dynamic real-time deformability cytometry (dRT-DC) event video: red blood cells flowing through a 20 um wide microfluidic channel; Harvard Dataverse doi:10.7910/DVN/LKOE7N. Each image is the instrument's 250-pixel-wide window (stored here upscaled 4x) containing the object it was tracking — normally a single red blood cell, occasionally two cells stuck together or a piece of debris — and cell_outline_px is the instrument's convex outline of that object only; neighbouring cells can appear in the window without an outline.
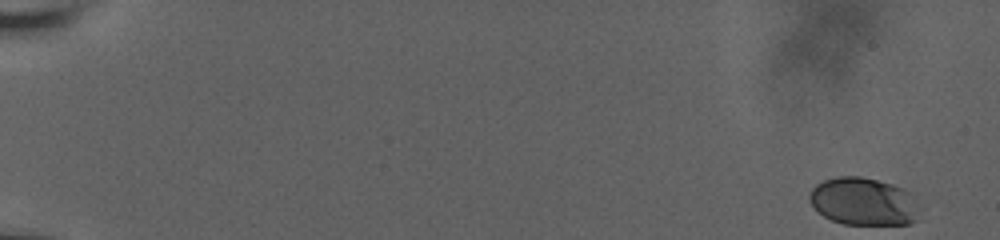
{"species": "human", "species_latin": "Homo sapiens", "temperature_condition": "room temperature", "stored_images_in_passage": 58, "camera_frame_rate_fps": 3000, "um_per_image_px": 0.085, "donor": {"sex": "male"}, "frame": {"image": 1, "passage_image": 1, "time_ms": 0.0, "image_size_px": [1000, 240], "cell_outline_px": [[924, 208], [916, 220], [908, 224], [844, 224], [832, 220], [824, 216], [808, 200], [808, 196], [812, 188], [816, 184], [824, 180], [836, 176], [860, 176], [892, 184], [904, 188]], "centroid_in_image_um": [73.45, 17.13], "position_along_channel_um": 11.6, "area_um2": 30.92}}
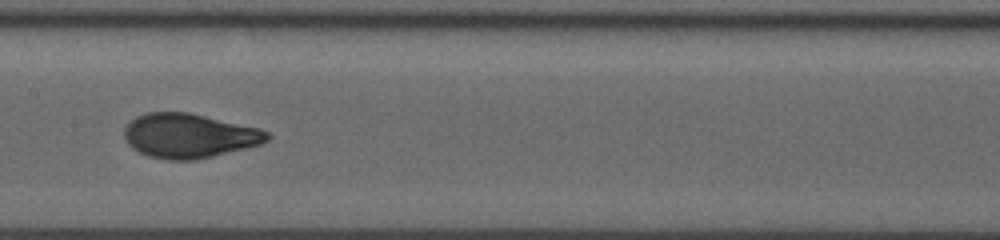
{"frame": {"image": 2, "passage_image": 32, "time_ms": 10.333, "image_size_px": [1000, 240], "cell_outline_px": [[272, 136], [268, 140], [260, 144], [196, 160], [168, 160], [148, 156], [132, 148], [128, 144], [124, 136], [124, 128], [136, 116], [144, 112], [188, 112], [260, 128], [268, 132]], "centroid_in_image_um": [16.06, 11.53], "position_along_channel_um": 191.3, "area_um2": 36.93}}
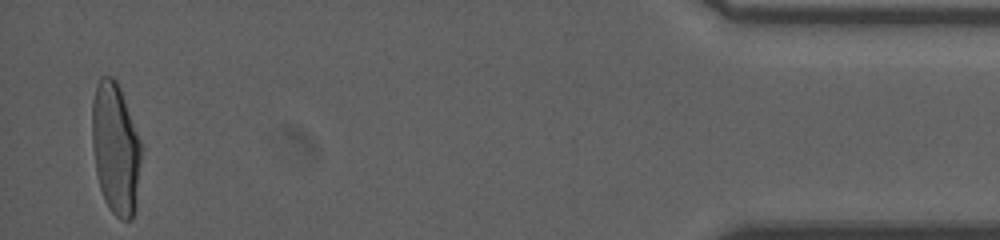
{"frame": {"image": 3, "passage_image": 57, "time_ms": 18.667, "image_size_px": [1000, 240], "cell_outline_px": [[144, 148], [136, 208], [132, 220], [120, 220], [108, 208], [104, 200], [100, 188], [96, 172], [92, 148], [92, 100], [96, 84], [100, 76], [112, 76], [116, 80], [120, 88]], "centroid_in_image_um": [9.85, 12.66], "position_along_channel_um": 425.3, "area_um2": 38.73}, "authors_computed_cell_mechanics": {"area_um2": 36.1539, "velocity_mm_per_s": 3.6911, "shape_relaxation_time_tau1_ms": 4.9474, "shape_relaxation_time_tau2_ms": null, "deformation_change_tau1": 0.1849, "deformation_change_tau2": null}}